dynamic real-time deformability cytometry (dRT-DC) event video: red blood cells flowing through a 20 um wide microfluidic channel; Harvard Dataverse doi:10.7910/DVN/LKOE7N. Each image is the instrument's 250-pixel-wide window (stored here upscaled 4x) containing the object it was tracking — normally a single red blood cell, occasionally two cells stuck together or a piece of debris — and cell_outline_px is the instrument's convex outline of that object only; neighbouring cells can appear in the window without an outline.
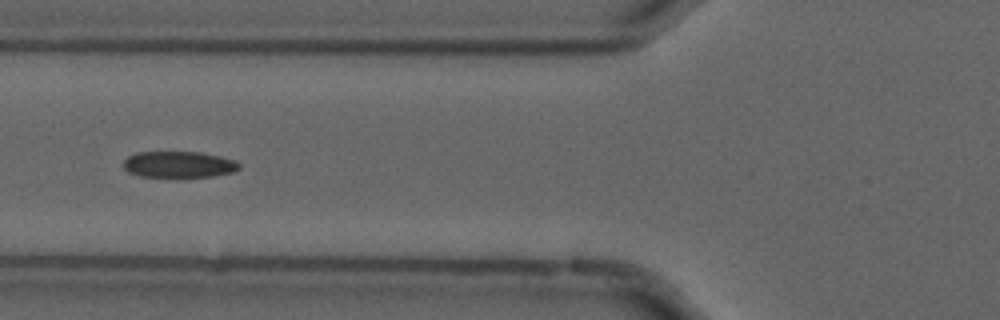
{"species": "common noctule bat (a hibernating species)", "species_latin": "Nyctalus noctula", "temperature_condition": "cold", "stored_images_in_passage": 12, "camera_frame_rate_fps": 3000, "um_per_image_px": 0.085, "animal": {"sex": "male", "forearm_length_mm": 52.5}, "frame": {"image": 1, "passage_image": 6, "time_ms": 1.667, "image_size_px": [1000, 320], "cell_outline_px": [[240, 168], [232, 172], [212, 176], [180, 180], [172, 180], [140, 176], [128, 172], [124, 168], [124, 160], [128, 156], [136, 152], [200, 152], [232, 160], [240, 164]], "centroid_in_image_um": [15.14, 14.04], "position_along_channel_um": 110.7, "area_um2": 18.5}}
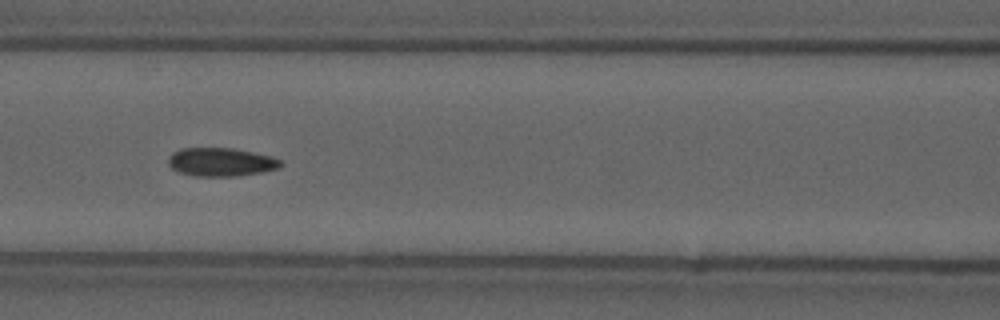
{"frame": {"image": 2, "passage_image": 9, "time_ms": 2.667, "image_size_px": [1000, 320], "cell_outline_px": [[284, 164], [280, 168], [260, 172], [236, 176], [196, 176], [180, 172], [172, 168], [168, 164], [168, 156], [172, 152], [180, 148], [232, 148], [272, 156], [280, 160]], "centroid_in_image_um": [18.78, 13.76], "position_along_channel_um": 147.8, "area_um2": 18.67}}